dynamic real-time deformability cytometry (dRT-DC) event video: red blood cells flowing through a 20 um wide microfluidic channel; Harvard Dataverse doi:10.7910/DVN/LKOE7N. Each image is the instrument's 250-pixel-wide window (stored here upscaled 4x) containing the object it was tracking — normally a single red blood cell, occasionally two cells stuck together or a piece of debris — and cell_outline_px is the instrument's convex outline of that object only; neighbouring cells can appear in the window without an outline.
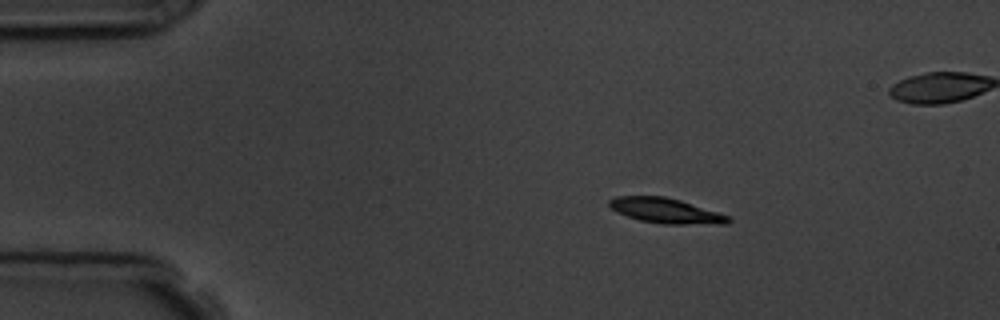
{"species": "common noctule bat (a hibernating species)", "species_latin": "Nyctalus noctula", "temperature_condition": "room temperature", "stored_images_in_passage": 3, "camera_frame_rate_fps": 3000, "um_per_image_px": 0.085, "animal": {"sex": "male", "body_mass_g": 19.5, "forearm_length_mm": 54.6}, "frame": {"image": 1, "passage_image": 1, "time_ms": 0.0, "image_size_px": [1000, 320], "cell_outline_px": [[732, 220], [728, 224], [664, 224], [640, 220], [616, 212], [608, 204], [608, 200], [616, 196], [664, 196], [680, 200], [728, 216]], "centroid_in_image_um": [56.57, 17.91], "position_along_channel_um": 28.4, "area_um2": 17.22}}